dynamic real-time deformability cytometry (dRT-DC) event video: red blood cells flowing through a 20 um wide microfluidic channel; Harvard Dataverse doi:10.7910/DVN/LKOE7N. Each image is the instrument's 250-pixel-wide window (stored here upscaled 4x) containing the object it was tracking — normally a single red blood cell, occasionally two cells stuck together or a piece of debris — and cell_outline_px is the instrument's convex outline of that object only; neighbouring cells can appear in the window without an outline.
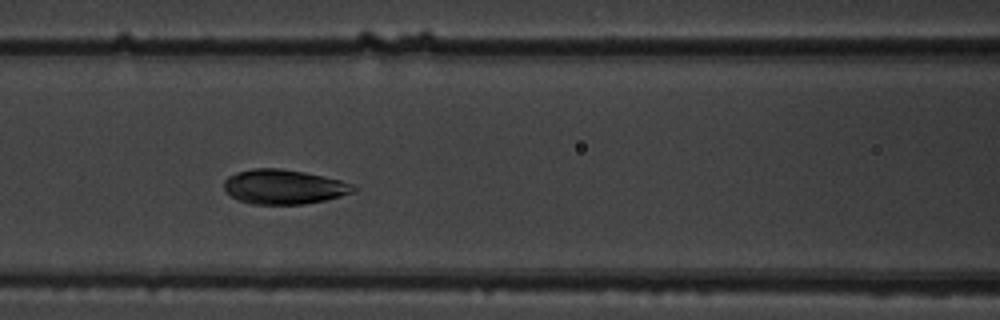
{"species": "common noctule bat (a hibernating species)", "species_latin": "Nyctalus noctula", "temperature_condition": "warm", "stored_images_in_passage": 8, "camera_frame_rate_fps": 3000, "um_per_image_px": 0.085, "animal": {"sex": "male", "body_mass_g": 19.5, "forearm_length_mm": 54.6}, "frame": {"image": 1, "passage_image": 5, "time_ms": 1.333, "image_size_px": [1000, 320], "cell_outline_px": [[356, 188], [352, 192], [340, 196], [324, 200], [304, 204], [252, 204], [240, 200], [232, 196], [224, 188], [224, 180], [228, 176], [236, 172], [252, 168], [280, 168], [304, 172], [324, 176], [340, 180], [352, 184]], "centroid_in_image_um": [24.1, 15.87], "position_along_channel_um": 142.5, "area_um2": 25.89}}
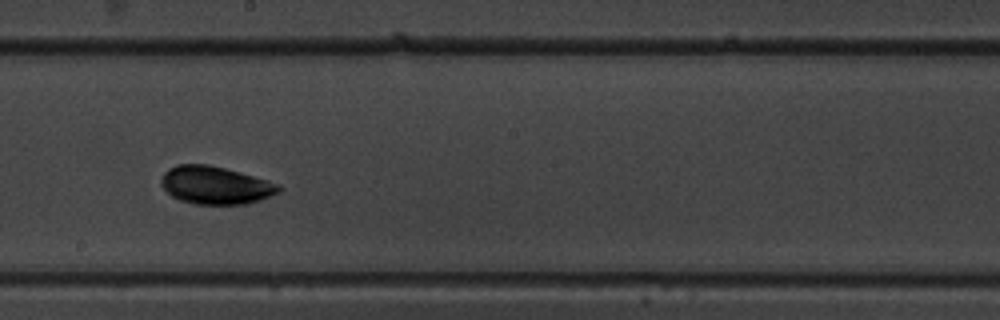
{"frame": {"image": 2, "passage_image": 7, "time_ms": 2.0, "image_size_px": [1000, 320], "cell_outline_px": [[284, 188], [280, 192], [260, 200], [248, 204], [192, 204], [180, 200], [172, 196], [160, 184], [160, 180], [164, 172], [168, 168], [176, 164], [208, 164], [240, 172], [268, 180], [280, 184]], "centroid_in_image_um": [18.33, 15.74], "position_along_channel_um": 229.9, "area_um2": 26.18}}
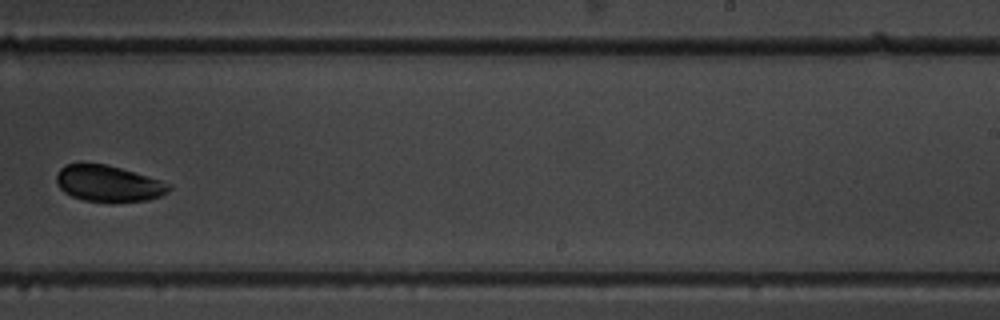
{"frame": {"image": 3, "passage_image": 8, "time_ms": 2.333, "image_size_px": [1000, 320], "cell_outline_px": [[172, 188], [168, 192], [160, 196], [148, 200], [112, 204], [84, 200], [72, 196], [64, 192], [56, 184], [56, 176], [60, 168], [68, 164], [108, 164], [160, 180], [172, 184]], "centroid_in_image_um": [9.24, 15.64], "position_along_channel_um": 279.8, "area_um2": 24.16}}